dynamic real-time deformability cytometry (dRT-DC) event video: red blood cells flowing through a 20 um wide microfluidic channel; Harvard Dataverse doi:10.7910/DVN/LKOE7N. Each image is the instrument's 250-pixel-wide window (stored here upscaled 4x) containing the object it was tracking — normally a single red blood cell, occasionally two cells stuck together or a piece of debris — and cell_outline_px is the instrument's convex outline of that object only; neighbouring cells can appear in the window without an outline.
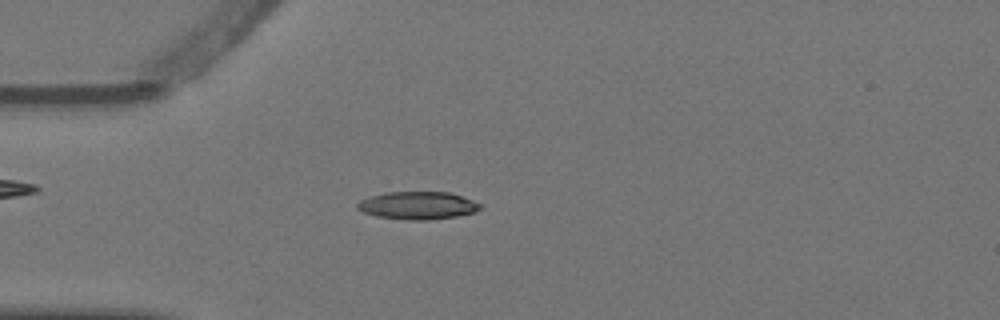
{"species": "Egyptian fruit bat (a non-hibernating species)", "species_latin": "Rousettus aegyptiacus", "temperature_condition": "warm", "stored_images_in_passage": 3, "camera_frame_rate_fps": 3000, "um_per_image_px": 0.085, "animal": {"sex": "female"}, "frame": {"image": 1, "passage_image": 2, "time_ms": 0.333, "image_size_px": [1000, 320], "cell_outline_px": [[484, 204], [476, 212], [456, 216], [428, 220], [408, 220], [376, 216], [364, 212], [356, 208], [356, 204], [360, 200], [372, 196], [388, 192], [448, 192]], "centroid_in_image_um": [35.52, 17.47], "position_along_channel_um": 49.5, "area_um2": 19.77}}